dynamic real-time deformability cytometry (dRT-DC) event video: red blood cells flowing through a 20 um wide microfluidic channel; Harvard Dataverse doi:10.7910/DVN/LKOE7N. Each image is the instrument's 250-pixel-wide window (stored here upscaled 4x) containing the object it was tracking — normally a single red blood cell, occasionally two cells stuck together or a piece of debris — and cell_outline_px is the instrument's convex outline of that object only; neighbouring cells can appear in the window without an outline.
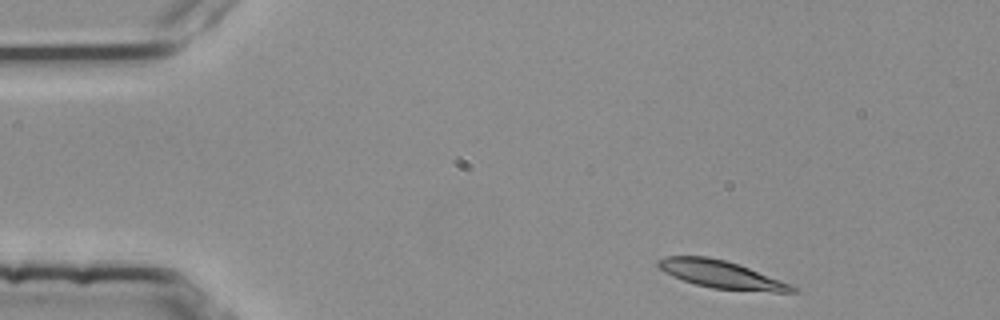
{"species": "common noctule bat (a hibernating species)", "species_latin": "Nyctalus noctula", "temperature_condition": "room temperature", "stored_images_in_passage": 3, "camera_frame_rate_fps": 3000, "um_per_image_px": 0.085, "animal": {"sex": "female", "body_mass_g": 25.1}, "frame": {"image": 1, "passage_image": 1, "time_ms": 0.0, "image_size_px": [1000, 320], "cell_outline_px": [[796, 292], [772, 292], [712, 288], [696, 284], [672, 276], [664, 272], [656, 264], [656, 260], [664, 256], [708, 256], [740, 264], [788, 284], [796, 288]], "centroid_in_image_um": [61.23, 23.31], "position_along_channel_um": 23.8, "area_um2": 21.33}}